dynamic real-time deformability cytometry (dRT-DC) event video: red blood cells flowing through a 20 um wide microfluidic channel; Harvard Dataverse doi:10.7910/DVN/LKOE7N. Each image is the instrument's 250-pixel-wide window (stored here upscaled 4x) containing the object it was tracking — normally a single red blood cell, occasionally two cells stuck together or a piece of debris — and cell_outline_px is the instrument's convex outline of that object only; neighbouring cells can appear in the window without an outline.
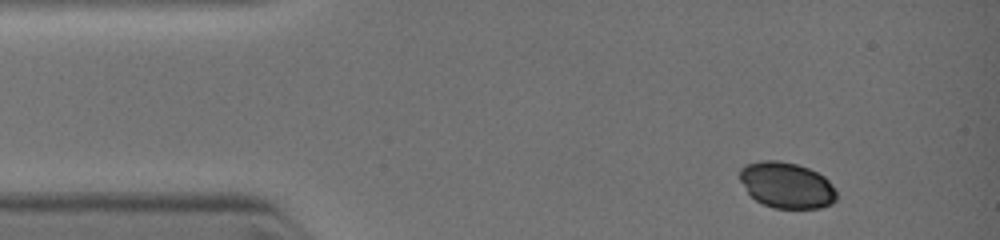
{"species": "common noctule bat (a hibernating species)", "species_latin": "Nyctalus noctula", "temperature_condition": "warm", "stored_images_in_passage": 3, "camera_frame_rate_fps": 3000, "um_per_image_px": 0.085, "animal": {"sex": "female", "body_mass_g": 19.0, "forearm_length_mm": 51.5}, "frame": {"image": 1, "passage_image": 1, "time_ms": 0.0, "image_size_px": [1000, 240], "cell_outline_px": [[836, 200], [832, 204], [820, 208], [772, 208], [756, 200], [748, 192], [740, 180], [740, 168], [744, 164], [760, 160], [780, 160], [796, 164], [808, 168], [824, 176], [836, 188]], "centroid_in_image_um": [66.87, 15.73], "position_along_channel_um": 18.1, "area_um2": 26.07}}
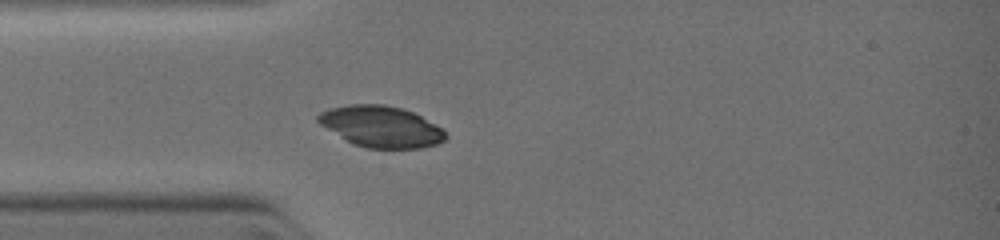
{"frame": {"image": 2, "passage_image": 3, "time_ms": 2.0, "image_size_px": [1000, 240], "cell_outline_px": [[448, 136], [444, 140], [436, 144], [420, 148], [368, 148], [352, 144], [320, 124], [316, 120], [316, 116], [320, 112], [328, 108], [352, 104], [384, 104], [400, 108], [412, 112], [444, 128]], "centroid_in_image_um": [32.39, 10.76], "position_along_channel_um": 52.6, "area_um2": 30.63}}